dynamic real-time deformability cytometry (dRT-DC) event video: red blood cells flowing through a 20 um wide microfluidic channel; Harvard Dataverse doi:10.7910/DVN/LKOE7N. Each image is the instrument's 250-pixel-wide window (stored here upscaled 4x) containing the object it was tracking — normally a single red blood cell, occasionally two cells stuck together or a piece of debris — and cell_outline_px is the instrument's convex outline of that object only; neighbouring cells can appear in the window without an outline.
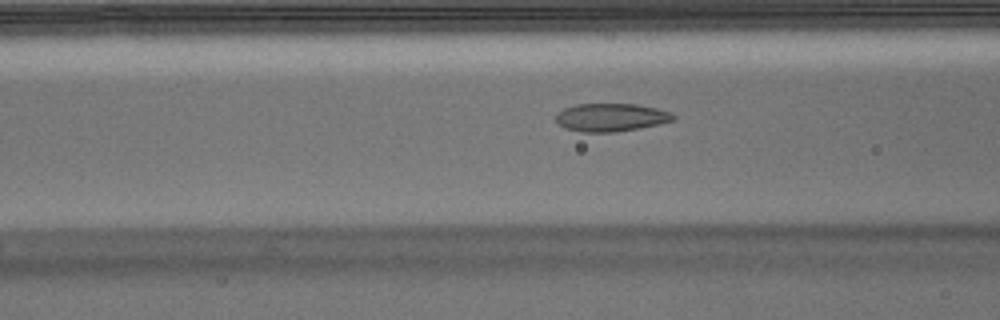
{"species": "Egyptian fruit bat (a non-hibernating species)", "species_latin": "Rousettus aegyptiacus", "temperature_condition": "warm", "stored_images_in_passage": 53, "camera_frame_rate_fps": 3000, "um_per_image_px": 0.085, "animal": {"sex": "male"}, "frame": {"image": 1, "passage_image": 20, "time_ms": 6.333, "image_size_px": [1000, 320], "cell_outline_px": [[676, 120], [660, 124], [640, 128], [616, 132], [580, 132], [564, 128], [556, 124], [556, 112], [564, 108], [576, 104], [636, 104], [656, 108], [672, 112], [676, 116]], "centroid_in_image_um": [51.93, 9.98], "position_along_channel_um": 114.7, "area_um2": 19.54}}
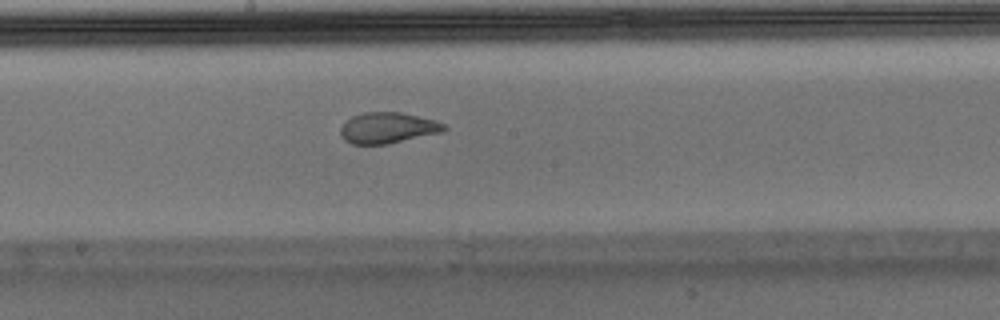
{"frame": {"image": 2, "passage_image": 28, "time_ms": 9.0, "image_size_px": [1000, 320], "cell_outline_px": [[448, 128], [444, 132], [388, 144], [352, 144], [344, 140], [340, 136], [340, 128], [352, 116], [364, 112], [400, 112], [436, 120], [444, 124]], "centroid_in_image_um": [32.98, 10.87], "position_along_channel_um": 215.2, "area_um2": 18.79}}
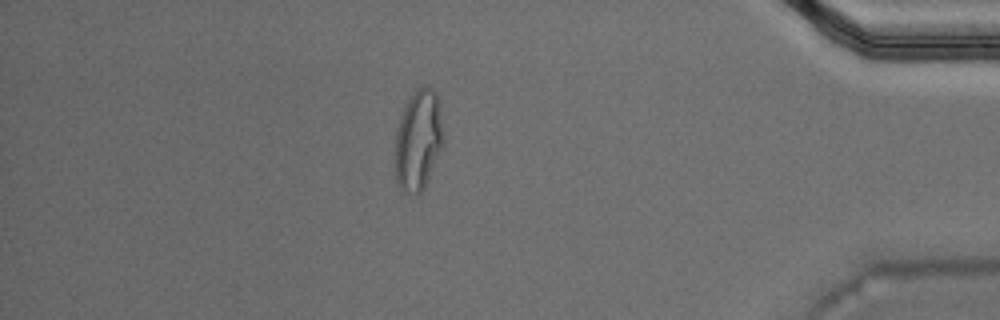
{"frame": {"image": 3, "passage_image": 46, "time_ms": 15.0, "image_size_px": [1000, 320], "cell_outline_px": [[444, 144], [424, 188], [416, 196], [400, 192], [396, 180], [396, 132], [400, 116], [412, 92], [428, 84], [436, 92], [440, 100], [444, 136]], "centroid_in_image_um": [35.58, 11.91], "position_along_channel_um": 399.6, "area_um2": 28.84}, "authors_computed_cell_mechanics": {"area_um2": 19.5364, "velocity_mm_per_s": 3.7627, "shape_relaxation_time_tau1_ms": null, "shape_relaxation_time_tau2_ms": 0.9961, "deformation_change_tau1": null, "deformation_change_tau2": 0.0681}}